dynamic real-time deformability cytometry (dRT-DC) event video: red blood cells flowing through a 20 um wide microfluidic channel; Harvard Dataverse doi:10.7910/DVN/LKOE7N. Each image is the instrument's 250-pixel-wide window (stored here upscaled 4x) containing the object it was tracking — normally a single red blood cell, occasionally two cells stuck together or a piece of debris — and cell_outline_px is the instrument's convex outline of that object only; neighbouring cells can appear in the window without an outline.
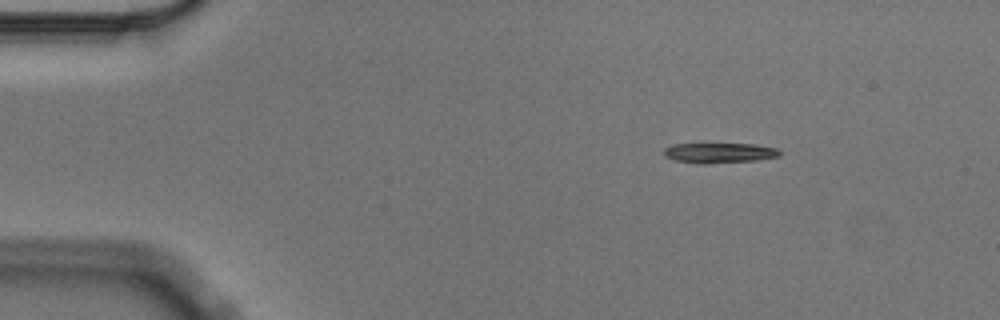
{"species": "Egyptian fruit bat (a non-hibernating species)", "species_latin": "Rousettus aegyptiacus", "temperature_condition": "cold", "stored_images_in_passage": 3, "camera_frame_rate_fps": 3000, "um_per_image_px": 0.085, "animal": {"sex": "male"}, "frame": {"image": 1, "passage_image": 1, "time_ms": 0.0, "image_size_px": [1000, 320], "cell_outline_px": [[780, 156], [756, 160], [704, 164], [696, 164], [676, 160], [664, 156], [664, 148], [672, 144], [756, 144], [776, 148], [780, 152]], "centroid_in_image_um": [61.12, 13.0], "position_along_channel_um": 23.9, "area_um2": 13.58}}